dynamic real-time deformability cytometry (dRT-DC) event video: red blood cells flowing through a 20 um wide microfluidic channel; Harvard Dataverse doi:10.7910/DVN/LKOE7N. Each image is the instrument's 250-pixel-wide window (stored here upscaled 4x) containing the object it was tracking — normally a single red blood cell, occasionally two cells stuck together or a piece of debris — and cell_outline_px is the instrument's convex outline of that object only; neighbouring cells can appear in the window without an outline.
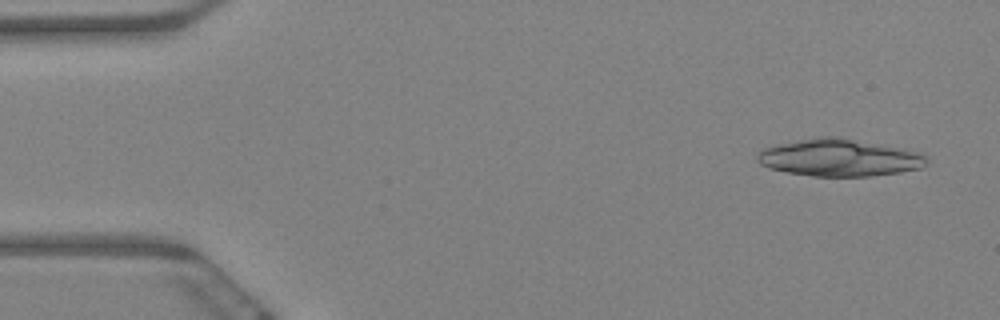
{"species": "Egyptian fruit bat (a non-hibernating species)", "species_latin": "Rousettus aegyptiacus", "temperature_condition": "warm", "stored_images_in_passage": 57, "camera_frame_rate_fps": 3000, "um_per_image_px": 0.085, "animal": {"sex": "female"}, "frame": {"image": 1, "passage_image": 3, "time_ms": 0.667, "image_size_px": [1000, 320], "cell_outline_px": [[928, 164], [920, 168], [900, 172], [868, 176], [812, 176], [788, 172], [768, 168], [760, 164], [756, 160], [756, 156], [764, 148], [780, 144], [820, 136], [840, 136], [920, 152], [928, 156]], "centroid_in_image_um": [71.37, 13.4], "position_along_channel_um": 13.6, "area_um2": 36.7}, "authors_computed_cell_mechanics": {"area_um2": 19.8254, "velocity_mm_per_s": 3.4465, "shape_relaxation_time_tau1_ms": 4.2588, "shape_relaxation_time_tau2_ms": null, "deformation_change_tau1": 0.1629, "deformation_change_tau2": null}}